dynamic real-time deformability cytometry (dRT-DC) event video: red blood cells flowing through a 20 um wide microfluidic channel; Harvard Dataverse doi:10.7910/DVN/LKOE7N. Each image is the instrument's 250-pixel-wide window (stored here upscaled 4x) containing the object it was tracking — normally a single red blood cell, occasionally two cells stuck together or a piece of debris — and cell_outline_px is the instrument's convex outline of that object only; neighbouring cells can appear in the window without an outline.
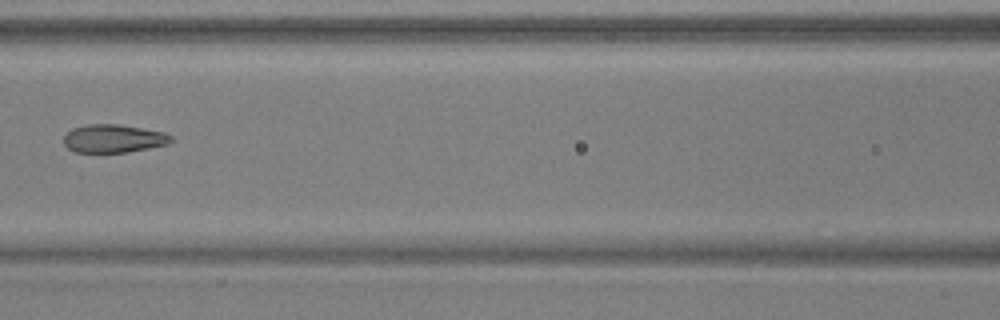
{"species": "common noctule bat (a hibernating species)", "species_latin": "Nyctalus noctula", "temperature_condition": "warm", "stored_images_in_passage": 5, "camera_frame_rate_fps": 3000, "um_per_image_px": 0.085, "animal": {"sex": "male", "body_mass_g": 17.9, "forearm_length_mm": 54.2}, "frame": {"image": 1, "passage_image": 4, "time_ms": 1.0, "image_size_px": [1000, 320], "cell_outline_px": [[172, 140], [168, 144], [128, 152], [76, 152], [68, 148], [64, 144], [64, 136], [72, 128], [88, 124], [116, 124], [164, 132], [172, 136]], "centroid_in_image_um": [9.64, 11.78], "position_along_channel_um": 157.0, "area_um2": 17.46}}
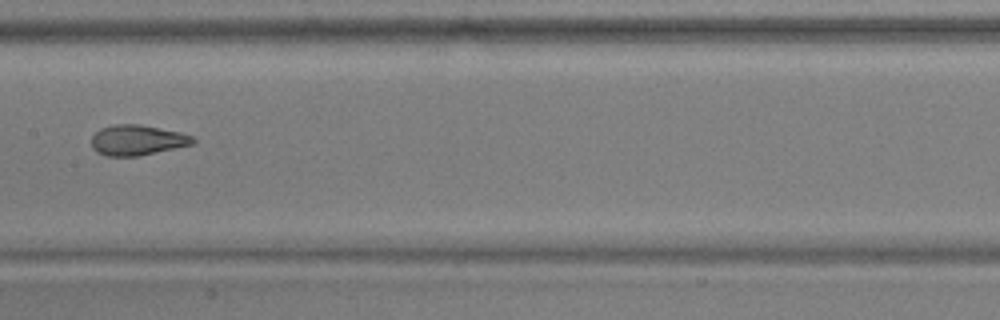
{"frame": {"image": 2, "passage_image": 5, "time_ms": 1.333, "image_size_px": [1000, 320], "cell_outline_px": [[196, 140], [192, 144], [140, 156], [108, 156], [96, 152], [92, 148], [92, 136], [100, 128], [116, 124], [140, 124], [180, 132], [192, 136]], "centroid_in_image_um": [11.65, 11.91], "position_along_channel_um": 195.8, "area_um2": 17.92}}